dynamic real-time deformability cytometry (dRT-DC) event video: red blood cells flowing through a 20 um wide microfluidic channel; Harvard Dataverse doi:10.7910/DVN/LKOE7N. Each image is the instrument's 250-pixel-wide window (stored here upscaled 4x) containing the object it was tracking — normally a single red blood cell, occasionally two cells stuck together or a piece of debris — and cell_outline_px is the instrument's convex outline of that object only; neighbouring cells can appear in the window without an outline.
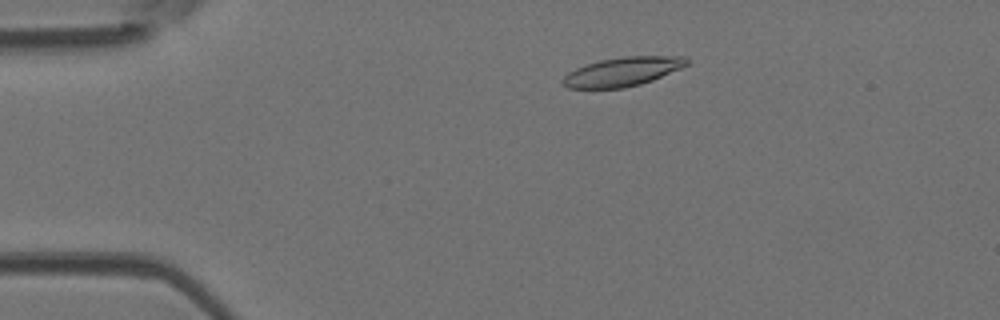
{"species": "Egyptian fruit bat (a non-hibernating species)", "species_latin": "Rousettus aegyptiacus", "temperature_condition": "room temperature", "stored_images_in_passage": 44, "camera_frame_rate_fps": 3000, "um_per_image_px": 0.085, "animal": {"sex": "female"}, "frame": {"image": 1, "passage_image": 5, "time_ms": 1.333, "image_size_px": [1000, 320], "cell_outline_px": [[688, 64], [680, 68], [652, 80], [640, 84], [624, 88], [568, 88], [560, 80], [568, 72], [576, 68], [600, 60], [624, 56], [684, 56], [688, 60]], "centroid_in_image_um": [52.9, 6.09], "position_along_channel_um": 32.1, "area_um2": 20.75}}
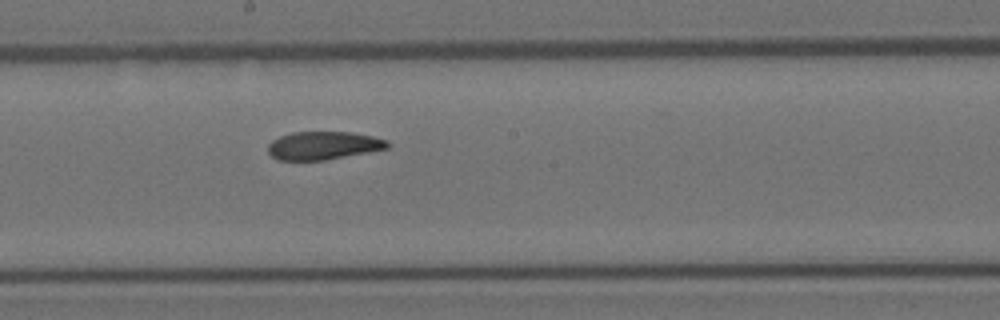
{"frame": {"image": 2, "passage_image": 22, "time_ms": 7.0, "image_size_px": [1000, 320], "cell_outline_px": [[392, 144], [388, 148], [368, 152], [324, 160], [276, 160], [268, 152], [268, 144], [272, 140], [280, 136], [292, 132], [352, 132], [372, 136], [388, 140]], "centroid_in_image_um": [27.49, 12.36], "position_along_channel_um": 220.7, "area_um2": 19.65}}
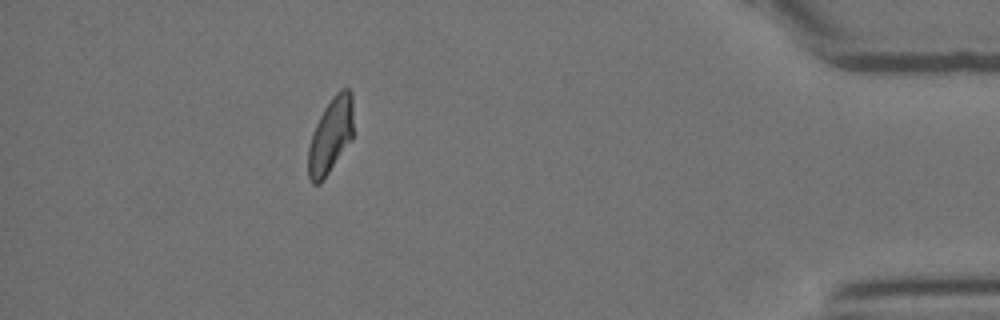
{"frame": {"image": 3, "passage_image": 39, "time_ms": 12.667, "image_size_px": [1000, 320], "cell_outline_px": [[352, 140], [320, 184], [312, 184], [308, 176], [308, 148], [312, 132], [324, 108], [332, 96], [340, 88], [348, 88], [352, 92]], "centroid_in_image_um": [28.09, 11.52], "position_along_channel_um": 407.1, "area_um2": 19.94}, "authors_computed_cell_mechanics": {"area_um2": 20.519, "velocity_mm_per_s": 4.1922, "shape_relaxation_time_tau1_ms": 8.2371, "shape_relaxation_time_tau2_ms": 4.3603, "deformation_change_tau1": 0.2203, "deformation_change_tau2": 0.1243}}